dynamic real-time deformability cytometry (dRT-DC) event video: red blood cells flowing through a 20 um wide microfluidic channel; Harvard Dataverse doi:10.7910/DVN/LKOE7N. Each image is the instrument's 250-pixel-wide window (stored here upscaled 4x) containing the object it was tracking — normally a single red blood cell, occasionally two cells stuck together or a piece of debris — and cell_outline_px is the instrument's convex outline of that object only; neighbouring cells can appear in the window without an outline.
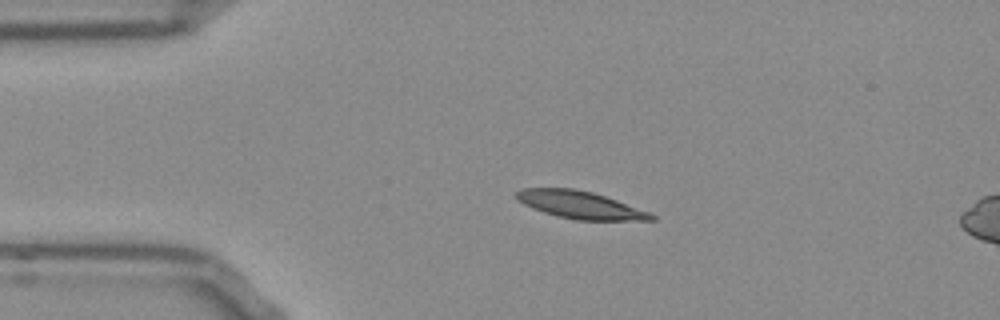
{"species": "Egyptian fruit bat (a non-hibernating species)", "species_latin": "Rousettus aegyptiacus", "temperature_condition": "room temperature", "stored_images_in_passage": 42, "camera_frame_rate_fps": 3000, "um_per_image_px": 0.085, "frame": {"image": 1, "passage_image": 1, "time_ms": 0.0, "image_size_px": [1000, 320], "cell_outline_px": [[656, 220], [576, 220], [556, 216], [532, 208], [516, 200], [516, 192], [524, 188], [572, 188], [592, 192], [616, 200], [648, 212], [656, 216]], "centroid_in_image_um": [49.28, 17.42], "position_along_channel_um": 35.7, "area_um2": 21.39}}
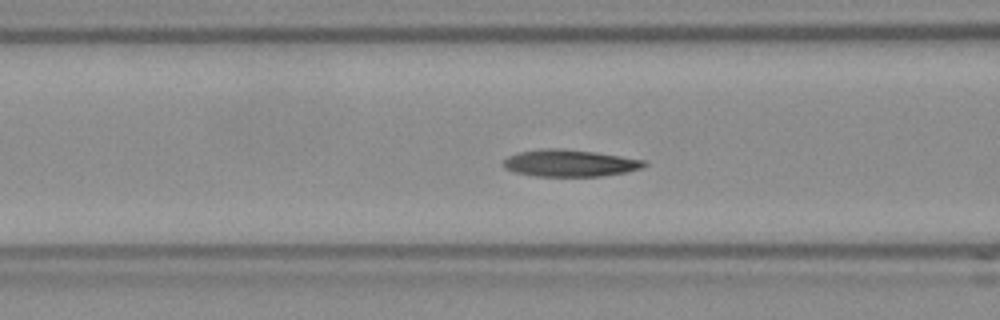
{"frame": {"image": 2, "passage_image": 10, "time_ms": 3.0, "image_size_px": [1000, 320], "cell_outline_px": [[648, 164], [640, 168], [628, 172], [600, 176], [536, 176], [516, 172], [504, 168], [500, 164], [508, 156], [520, 152], [548, 148], [560, 148], [592, 152], [620, 156], [644, 160]], "centroid_in_image_um": [48.41, 13.87], "position_along_channel_um": 118.2, "area_um2": 21.91}}
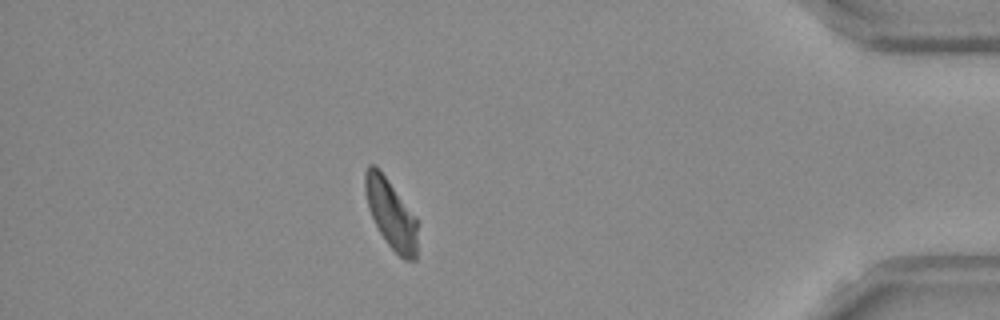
{"frame": {"image": 3, "passage_image": 36, "time_ms": 11.667, "image_size_px": [1000, 320], "cell_outline_px": [[416, 260], [404, 260], [388, 244], [380, 232], [368, 208], [364, 188], [364, 172], [368, 164], [376, 164], [416, 216]], "centroid_in_image_um": [33.2, 18.12], "position_along_channel_um": 402.0, "area_um2": 20.98}, "authors_computed_cell_mechanics": {"area_um2": 21.4438, "velocity_mm_per_s": 3.8218, "shape_relaxation_time_tau1_ms": null, "shape_relaxation_time_tau2_ms": 4.9453, "deformation_change_tau1": null, "deformation_change_tau2": 0.1146}}